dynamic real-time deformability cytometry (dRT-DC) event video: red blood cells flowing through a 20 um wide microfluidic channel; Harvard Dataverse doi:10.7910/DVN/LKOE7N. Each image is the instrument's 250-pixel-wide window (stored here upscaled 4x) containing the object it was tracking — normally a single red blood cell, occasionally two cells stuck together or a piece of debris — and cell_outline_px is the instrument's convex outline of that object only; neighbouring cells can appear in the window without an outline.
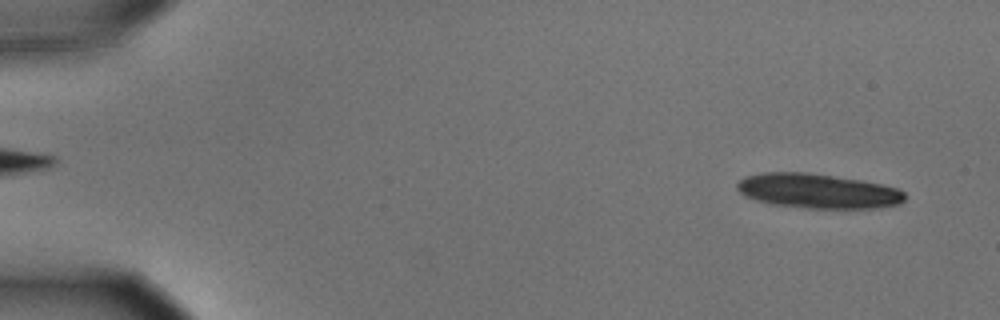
{"species": "common noctule bat (a hibernating species)", "species_latin": "Nyctalus noctula", "temperature_condition": "cold", "stored_images_in_passage": 16, "camera_frame_rate_fps": 3000, "um_per_image_px": 0.085, "animal": {"sex": "male", "body_mass_g": 15.6}, "frame": {"image": 1, "passage_image": 3, "time_ms": 0.667, "image_size_px": [1000, 320], "cell_outline_px": [[904, 200], [900, 204], [876, 208], [808, 208], [772, 204], [756, 200], [744, 196], [736, 188], [736, 184], [744, 176], [760, 172], [808, 172], [860, 180], [880, 184], [896, 188], [904, 192]], "centroid_in_image_um": [69.47, 16.23], "position_along_channel_um": 15.5, "area_um2": 33.87}}